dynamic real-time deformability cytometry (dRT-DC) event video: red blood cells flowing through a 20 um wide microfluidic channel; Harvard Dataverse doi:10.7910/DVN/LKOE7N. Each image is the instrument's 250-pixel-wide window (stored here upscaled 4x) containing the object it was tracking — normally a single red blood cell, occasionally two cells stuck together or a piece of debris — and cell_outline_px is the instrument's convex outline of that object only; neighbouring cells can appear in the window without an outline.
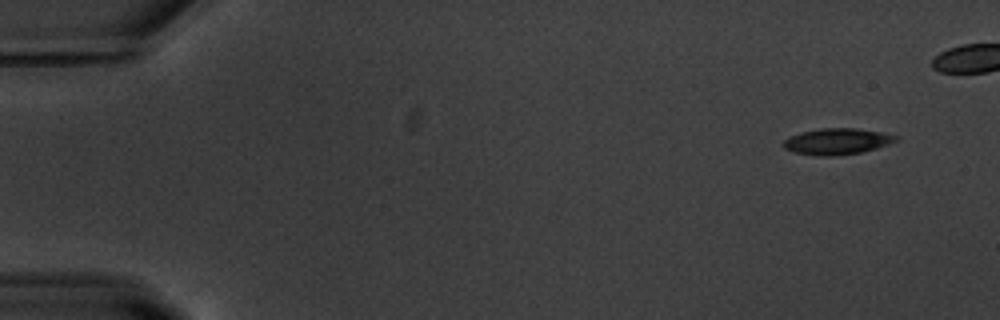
{"species": "common noctule bat (a hibernating species)", "species_latin": "Nyctalus noctula", "temperature_condition": "warm", "stored_images_in_passage": 46, "camera_frame_rate_fps": 3000, "um_per_image_px": 0.085, "animal": {"sex": "male", "body_mass_g": 20.1, "forearm_length_mm": 53.5}, "frame": {"image": 1, "passage_image": 1, "time_ms": 0.0, "image_size_px": [1000, 320], "cell_outline_px": [[900, 136], [896, 140], [888, 144], [876, 148], [860, 152], [832, 156], [820, 156], [796, 152], [784, 148], [784, 140], [792, 136], [804, 132], [820, 128], [856, 128], [880, 132]], "centroid_in_image_um": [71.18, 12.01], "position_along_channel_um": 13.8, "area_um2": 16.76}}
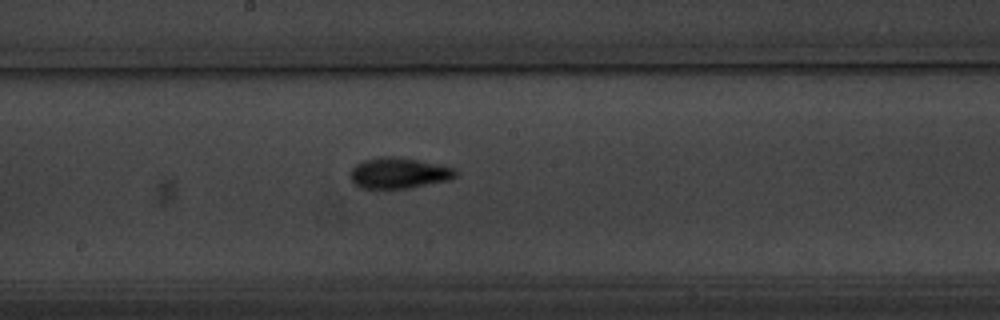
{"frame": {"image": 2, "passage_image": 27, "time_ms": 8.667, "image_size_px": [1000, 320], "cell_outline_px": [[456, 176], [448, 180], [408, 188], [360, 188], [352, 180], [352, 168], [356, 164], [364, 160], [380, 156], [396, 156], [456, 168]], "centroid_in_image_um": [33.9, 14.7], "position_along_channel_um": 214.3, "area_um2": 18.61}}
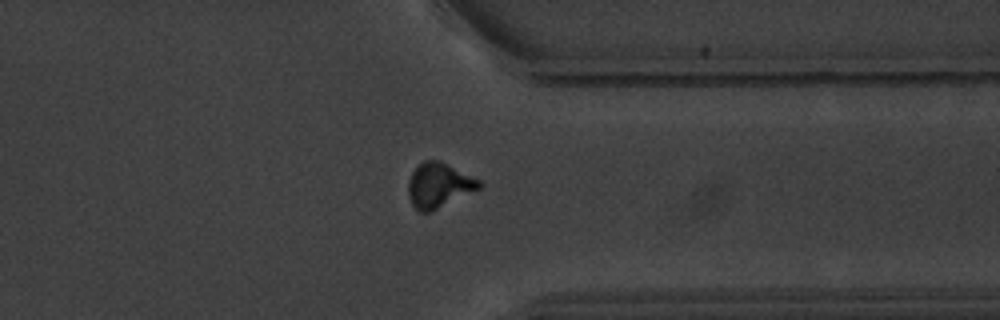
{"frame": {"image": 3, "passage_image": 40, "time_ms": 13.0, "image_size_px": [1000, 320], "cell_outline_px": [[484, 184], [480, 188], [432, 212], [420, 212], [412, 204], [408, 196], [408, 180], [416, 164], [424, 160], [440, 160], [480, 180]], "centroid_in_image_um": [37.29, 15.74], "position_along_channel_um": 374.1, "area_um2": 18.73}}